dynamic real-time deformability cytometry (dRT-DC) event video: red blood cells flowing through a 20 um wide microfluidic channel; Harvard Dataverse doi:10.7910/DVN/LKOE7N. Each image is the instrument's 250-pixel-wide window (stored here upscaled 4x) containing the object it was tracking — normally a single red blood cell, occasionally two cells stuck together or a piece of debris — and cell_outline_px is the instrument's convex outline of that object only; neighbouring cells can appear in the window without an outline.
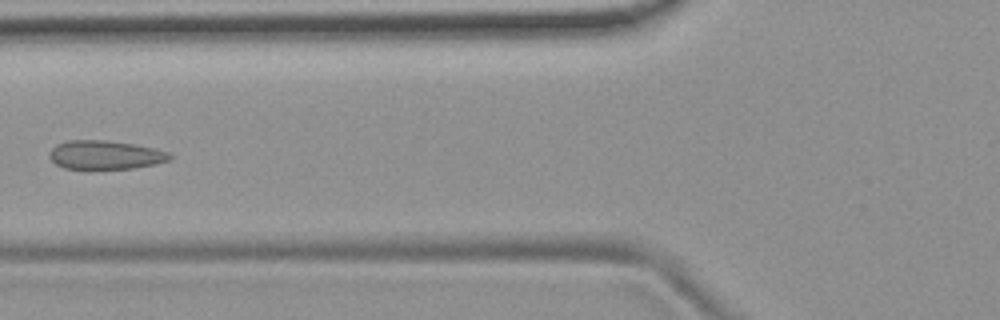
{"species": "common noctule bat (a hibernating species)", "species_latin": "Nyctalus noctula", "temperature_condition": "room temperature", "stored_images_in_passage": 7, "camera_frame_rate_fps": 3000, "um_per_image_px": 0.085, "animal": {"sex": "female", "body_mass_g": 19.9}, "frame": {"image": 1, "passage_image": 6, "time_ms": 6.0, "image_size_px": [1000, 320], "cell_outline_px": [[172, 160], [132, 168], [92, 172], [64, 168], [56, 164], [48, 156], [48, 152], [56, 144], [68, 140], [108, 140], [136, 144], [168, 152], [172, 156]], "centroid_in_image_um": [8.89, 13.21], "position_along_channel_um": 116.9, "area_um2": 21.04}}
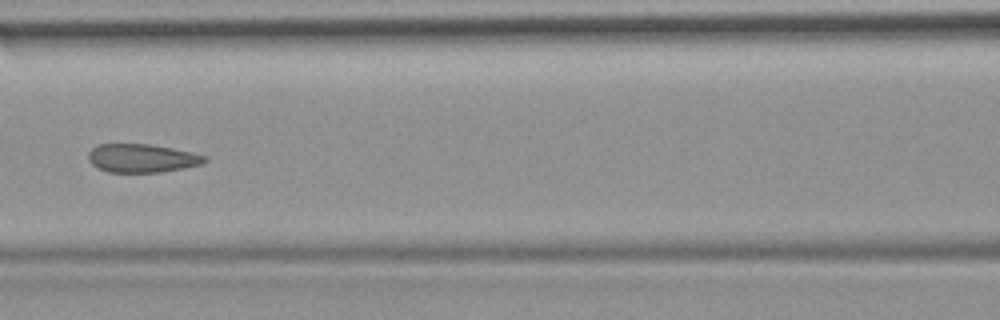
{"frame": {"image": 2, "passage_image": 7, "time_ms": 7.0, "image_size_px": [1000, 320], "cell_outline_px": [[208, 160], [200, 164], [160, 172], [108, 172], [92, 164], [88, 160], [88, 152], [92, 148], [100, 144], [152, 144], [192, 152], [208, 156]], "centroid_in_image_um": [12.06, 13.43], "position_along_channel_um": 154.5, "area_um2": 19.19}}